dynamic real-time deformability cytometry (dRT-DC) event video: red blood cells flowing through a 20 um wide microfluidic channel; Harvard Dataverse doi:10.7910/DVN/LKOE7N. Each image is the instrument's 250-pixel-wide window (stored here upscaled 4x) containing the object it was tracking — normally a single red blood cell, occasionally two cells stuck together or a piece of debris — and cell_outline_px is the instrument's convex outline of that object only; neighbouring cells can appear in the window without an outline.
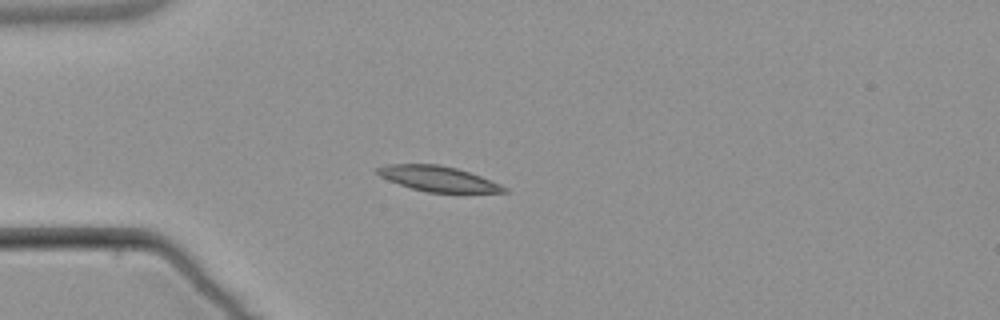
{"species": "common noctule bat (a hibernating species)", "species_latin": "Nyctalus noctula", "temperature_condition": "warm", "stored_images_in_passage": 4, "camera_frame_rate_fps": 3000, "um_per_image_px": 0.085, "animal": {"sex": "male", "body_mass_g": 21.5, "forearm_length_mm": 52.0}, "frame": {"image": 1, "passage_image": 4, "time_ms": 3.667, "image_size_px": [1000, 320], "cell_outline_px": [[508, 192], [428, 192], [412, 188], [388, 180], [380, 176], [372, 168], [388, 164], [440, 164], [456, 168], [480, 176], [500, 184], [508, 188]], "centroid_in_image_um": [37.19, 15.18], "position_along_channel_um": 47.8, "area_um2": 18.5}}